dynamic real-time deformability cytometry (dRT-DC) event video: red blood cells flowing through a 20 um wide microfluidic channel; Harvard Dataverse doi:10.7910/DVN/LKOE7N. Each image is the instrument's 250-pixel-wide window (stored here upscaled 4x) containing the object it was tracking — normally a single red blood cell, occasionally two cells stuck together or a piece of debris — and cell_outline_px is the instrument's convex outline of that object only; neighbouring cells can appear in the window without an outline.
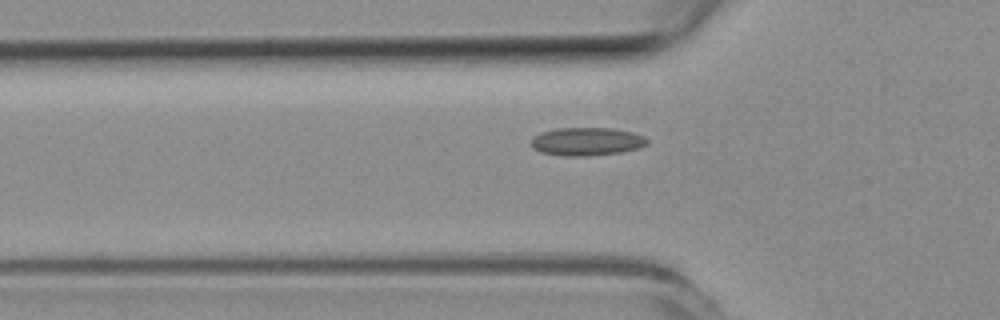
{"species": "common noctule bat (a hibernating species)", "species_latin": "Nyctalus noctula", "temperature_condition": "room temperature", "stored_images_in_passage": 35, "camera_frame_rate_fps": 3000, "um_per_image_px": 0.085, "animal": {"sex": "female", "body_mass_g": 19.3, "forearm_length_mm": 54.1}, "frame": {"image": 1, "passage_image": 6, "time_ms": 1.667, "image_size_px": [1000, 320], "cell_outline_px": [[648, 144], [640, 148], [620, 152], [584, 156], [564, 156], [540, 152], [532, 144], [532, 140], [540, 132], [556, 128], [612, 128], [632, 132], [644, 136], [648, 140]], "centroid_in_image_um": [49.91, 12.02], "position_along_channel_um": 75.9, "area_um2": 18.9}}
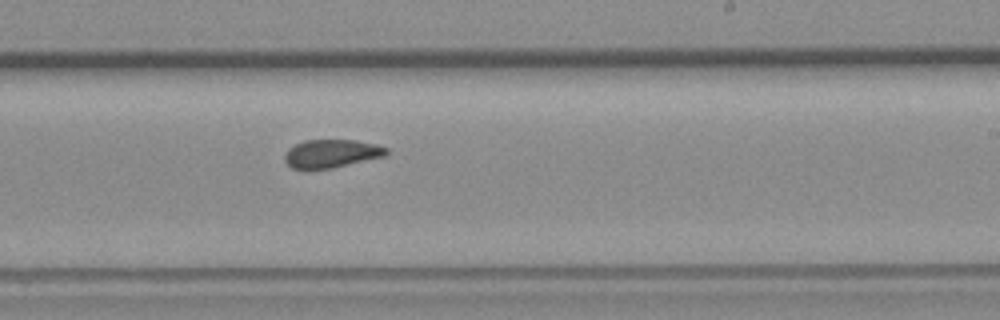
{"frame": {"image": 2, "passage_image": 20, "time_ms": 6.333, "image_size_px": [1000, 320], "cell_outline_px": [[388, 152], [384, 156], [332, 168], [304, 172], [292, 168], [284, 160], [284, 156], [288, 148], [304, 140], [356, 140], [376, 144], [388, 148]], "centroid_in_image_um": [28.11, 13.08], "position_along_channel_um": 260.9, "area_um2": 17.11}}
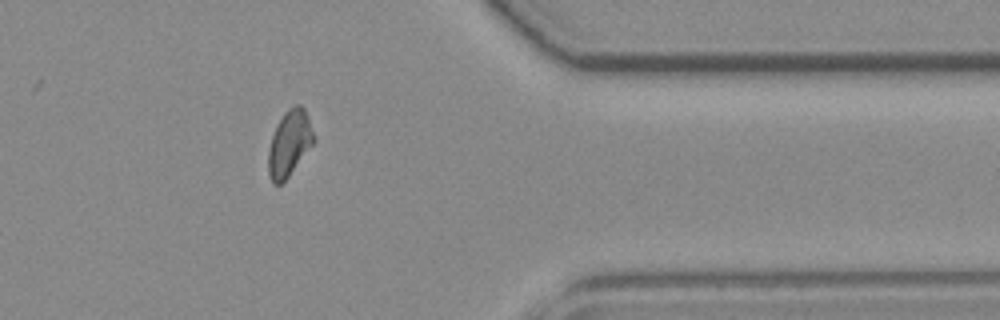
{"frame": {"image": 3, "passage_image": 31, "time_ms": 10.0, "image_size_px": [1000, 320], "cell_outline_px": [[316, 140], [288, 176], [280, 184], [272, 184], [268, 172], [268, 152], [272, 136], [276, 124], [284, 112], [288, 108], [296, 104], [300, 104], [304, 108], [308, 116]], "centroid_in_image_um": [24.59, 12.15], "position_along_channel_um": 386.8, "area_um2": 17.4}, "authors_computed_cell_mechanics": {"area_um2": 17.4556, "velocity_mm_per_s": 3.9527, "shape_relaxation_time_tau1_ms": null, "shape_relaxation_time_tau2_ms": 2.5733, "deformation_change_tau1": null, "deformation_change_tau2": 0.0772}}